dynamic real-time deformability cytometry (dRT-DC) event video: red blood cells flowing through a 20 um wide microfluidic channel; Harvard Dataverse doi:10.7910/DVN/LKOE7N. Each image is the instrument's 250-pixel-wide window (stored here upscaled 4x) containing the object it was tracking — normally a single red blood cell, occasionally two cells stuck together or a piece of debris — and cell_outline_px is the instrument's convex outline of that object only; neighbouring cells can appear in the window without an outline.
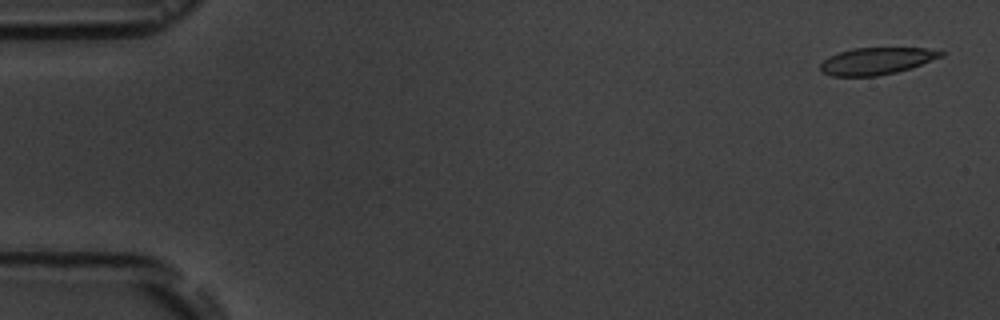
{"species": "common noctule bat (a hibernating species)", "species_latin": "Nyctalus noctula", "temperature_condition": "room temperature", "stored_images_in_passage": 4, "camera_frame_rate_fps": 3000, "um_per_image_px": 0.085, "animal": {"sex": "male", "body_mass_g": 19.5, "forearm_length_mm": 54.6}, "frame": {"image": 1, "passage_image": 1, "time_ms": 0.0, "image_size_px": [1000, 320], "cell_outline_px": [[944, 56], [912, 68], [896, 72], [876, 76], [832, 76], [820, 72], [820, 64], [828, 56], [852, 48], [924, 48], [944, 52]], "centroid_in_image_um": [74.49, 5.19], "position_along_channel_um": 10.5, "area_um2": 19.02}}